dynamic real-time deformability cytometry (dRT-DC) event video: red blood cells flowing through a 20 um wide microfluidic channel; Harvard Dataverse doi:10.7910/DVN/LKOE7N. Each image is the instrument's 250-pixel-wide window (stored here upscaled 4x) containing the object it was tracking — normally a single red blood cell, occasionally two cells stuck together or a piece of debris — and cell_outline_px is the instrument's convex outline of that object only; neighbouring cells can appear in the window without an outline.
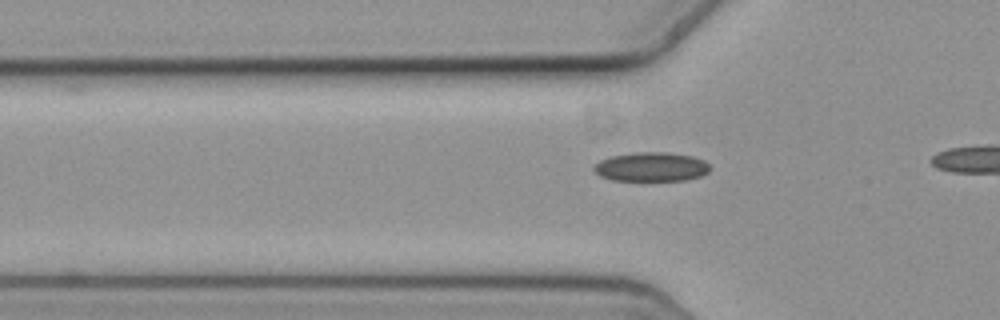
{"species": "common noctule bat (a hibernating species)", "species_latin": "Nyctalus noctula", "temperature_condition": "cold", "stored_images_in_passage": 21, "camera_frame_rate_fps": 3000, "um_per_image_px": 0.085, "animal": {"sex": "female", "body_mass_g": 19.3, "forearm_length_mm": 54.1}, "frame": {"image": 1, "passage_image": 15, "time_ms": 4.667, "image_size_px": [1000, 320], "cell_outline_px": [[708, 172], [700, 176], [684, 180], [612, 180], [600, 176], [592, 168], [600, 160], [608, 156], [636, 152], [668, 152], [692, 156], [704, 160], [708, 164]], "centroid_in_image_um": [55.33, 14.17], "position_along_channel_um": 70.5, "area_um2": 19.65}}